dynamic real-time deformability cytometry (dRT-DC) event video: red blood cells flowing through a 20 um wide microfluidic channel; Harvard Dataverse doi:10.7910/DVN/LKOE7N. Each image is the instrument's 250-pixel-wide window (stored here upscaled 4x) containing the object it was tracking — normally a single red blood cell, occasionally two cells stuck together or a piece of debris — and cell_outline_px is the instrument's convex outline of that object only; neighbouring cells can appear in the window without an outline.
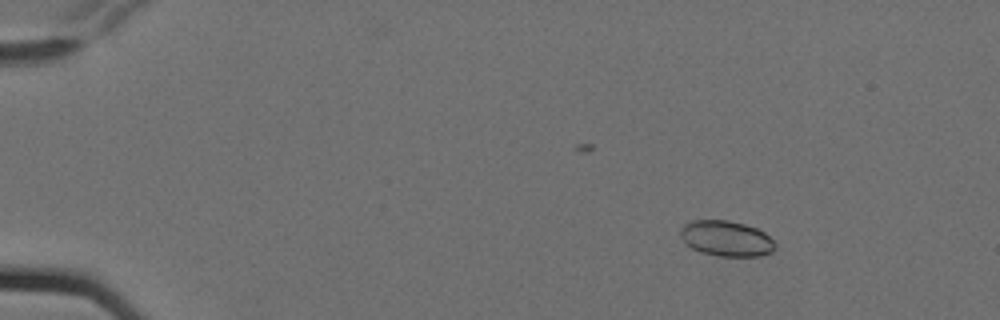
{"species": "Egyptian fruit bat (a non-hibernating species)", "species_latin": "Rousettus aegyptiacus", "temperature_condition": "cold", "stored_images_in_passage": 6, "camera_frame_rate_fps": 3000, "um_per_image_px": 0.085, "animal": {"sex": "female"}, "frame": {"image": 1, "passage_image": 2, "time_ms": 0.333, "image_size_px": [1000, 320], "cell_outline_px": [[776, 248], [772, 252], [760, 256], [716, 256], [700, 252], [684, 244], [680, 236], [680, 228], [684, 224], [692, 220], [728, 220], [744, 224], [756, 228], [764, 232], [776, 244]], "centroid_in_image_um": [61.71, 20.28], "position_along_channel_um": 23.3, "area_um2": 19.83}}